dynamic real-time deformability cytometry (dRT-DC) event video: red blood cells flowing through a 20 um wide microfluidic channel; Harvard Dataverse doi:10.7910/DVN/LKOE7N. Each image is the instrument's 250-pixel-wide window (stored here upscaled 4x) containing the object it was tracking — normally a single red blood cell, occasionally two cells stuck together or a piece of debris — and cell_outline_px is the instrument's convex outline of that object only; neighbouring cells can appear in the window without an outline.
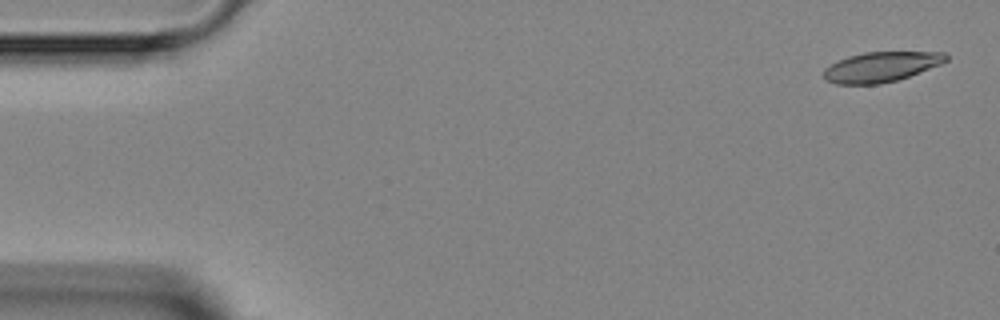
{"species": "Egyptian fruit bat (a non-hibernating species)", "species_latin": "Rousettus aegyptiacus", "temperature_condition": "room temperature", "stored_images_in_passage": 4, "camera_frame_rate_fps": 3000, "um_per_image_px": 0.085, "animal": {"sex": "female"}, "frame": {"image": 1, "passage_image": 1, "time_ms": 0.0, "image_size_px": [1000, 320], "cell_outline_px": [[948, 60], [940, 64], [908, 76], [896, 80], [880, 84], [836, 84], [824, 80], [824, 68], [848, 56], [864, 52], [944, 52], [948, 56]], "centroid_in_image_um": [74.87, 5.68], "position_along_channel_um": 10.1, "area_um2": 21.21}}
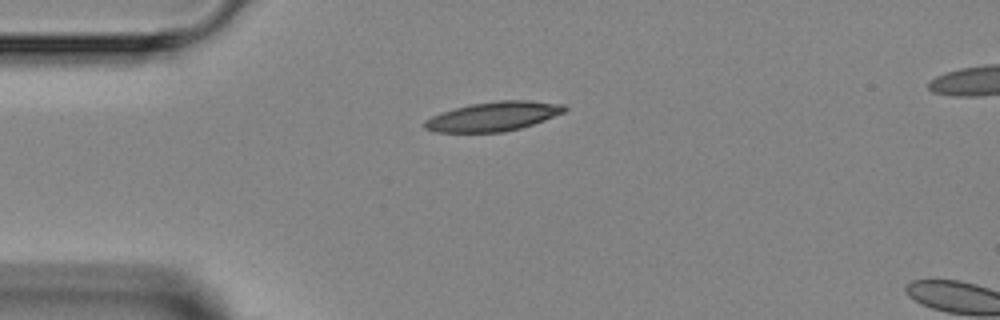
{"frame": {"image": 2, "passage_image": 3, "time_ms": 3.333, "image_size_px": [1000, 320], "cell_outline_px": [[568, 108], [564, 112], [544, 120], [520, 128], [504, 132], [436, 132], [424, 128], [424, 120], [440, 112], [468, 104], [500, 100], [528, 100], [564, 104]], "centroid_in_image_um": [41.92, 9.88], "position_along_channel_um": 43.1, "area_um2": 23.93}}